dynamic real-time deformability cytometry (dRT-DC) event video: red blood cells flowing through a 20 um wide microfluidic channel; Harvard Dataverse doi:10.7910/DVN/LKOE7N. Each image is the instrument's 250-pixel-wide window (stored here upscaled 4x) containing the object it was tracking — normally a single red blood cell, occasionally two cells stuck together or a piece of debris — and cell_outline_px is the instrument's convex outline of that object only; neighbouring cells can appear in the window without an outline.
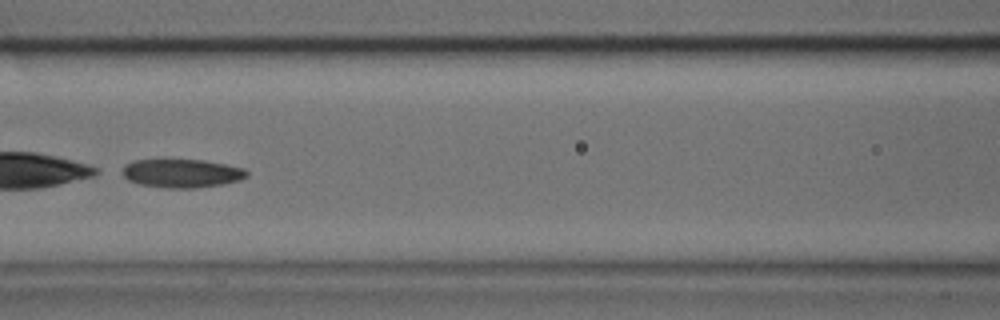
{"species": "common noctule bat (a hibernating species)", "species_latin": "Nyctalus noctula", "temperature_condition": "cold", "stored_images_in_passage": 33, "camera_frame_rate_fps": 3000, "um_per_image_px": 0.085, "animal": {"sex": "male", "body_mass_g": 17.9, "forearm_length_mm": 54.2}, "frame": {"image": 1, "passage_image": 18, "time_ms": 5.667, "image_size_px": [1000, 320], "cell_outline_px": [[248, 176], [240, 180], [224, 184], [196, 188], [168, 188], [140, 184], [128, 180], [124, 176], [124, 164], [132, 160], [204, 160], [244, 168], [248, 172]], "centroid_in_image_um": [15.48, 14.73], "position_along_channel_um": 151.1, "area_um2": 20.63}}
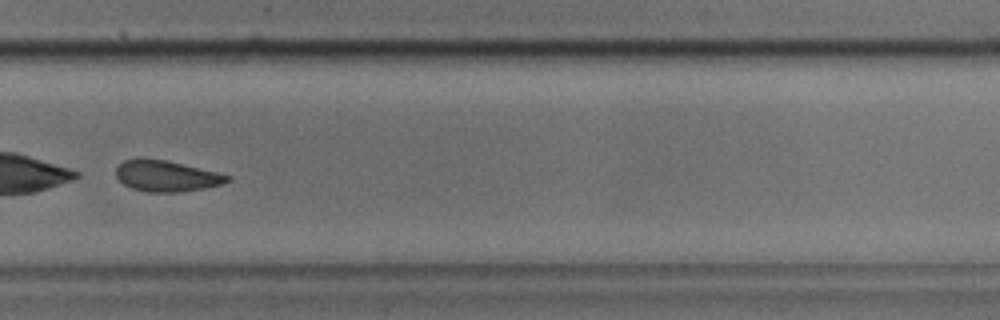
{"frame": {"image": 2, "passage_image": 29, "time_ms": 9.333, "image_size_px": [1000, 320], "cell_outline_px": [[232, 176], [228, 180], [220, 184], [208, 188], [176, 192], [148, 192], [132, 188], [124, 184], [116, 176], [116, 168], [124, 160], [164, 160], [216, 172]], "centroid_in_image_um": [14.15, 14.99], "position_along_channel_um": 315.6, "area_um2": 19.48}}